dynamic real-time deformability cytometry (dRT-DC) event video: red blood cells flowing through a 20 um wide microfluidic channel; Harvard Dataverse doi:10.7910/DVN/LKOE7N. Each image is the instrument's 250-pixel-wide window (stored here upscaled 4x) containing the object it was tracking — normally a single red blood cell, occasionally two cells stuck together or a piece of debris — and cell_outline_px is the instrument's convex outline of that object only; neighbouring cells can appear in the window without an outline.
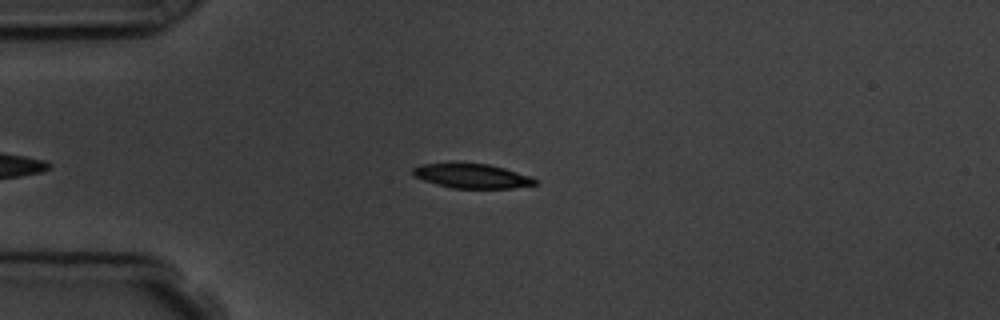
{"species": "common noctule bat (a hibernating species)", "species_latin": "Nyctalus noctula", "temperature_condition": "room temperature", "stored_images_in_passage": 6, "camera_frame_rate_fps": 3000, "um_per_image_px": 0.085, "animal": {"sex": "male", "body_mass_g": 19.5, "forearm_length_mm": 54.6}, "frame": {"image": 1, "passage_image": 6, "time_ms": 5.667, "image_size_px": [1000, 320], "cell_outline_px": [[540, 180], [536, 184], [512, 188], [452, 188], [436, 184], [412, 176], [412, 168], [424, 164], [488, 164], [504, 168], [532, 176]], "centroid_in_image_um": [40.16, 14.97], "position_along_channel_um": 44.8, "area_um2": 17.22}}